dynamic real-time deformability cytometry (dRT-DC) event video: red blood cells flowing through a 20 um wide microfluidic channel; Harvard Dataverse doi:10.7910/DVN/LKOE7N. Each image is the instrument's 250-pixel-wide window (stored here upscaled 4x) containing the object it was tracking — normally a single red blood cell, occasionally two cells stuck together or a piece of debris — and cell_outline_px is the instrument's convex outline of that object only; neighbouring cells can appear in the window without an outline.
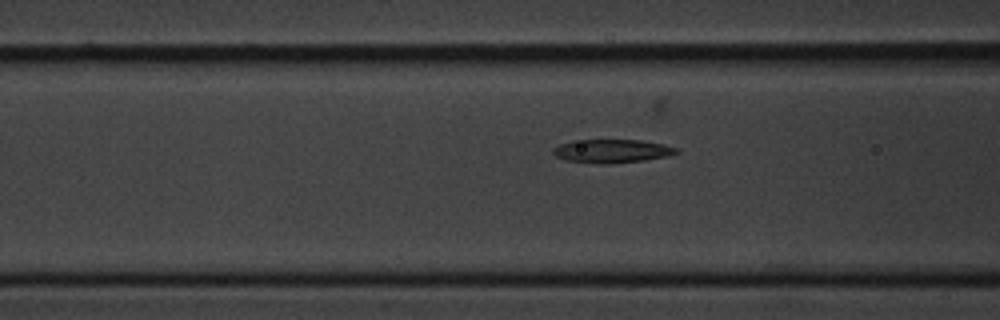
{"species": "common noctule bat (a hibernating species)", "species_latin": "Nyctalus noctula", "temperature_condition": "cold", "stored_images_in_passage": 44, "camera_frame_rate_fps": 3000, "um_per_image_px": 0.085, "animal": {"sex": "male", "body_mass_g": 20.1, "forearm_length_mm": 53.5}, "frame": {"image": 1, "passage_image": 19, "time_ms": 6.0, "image_size_px": [1000, 320], "cell_outline_px": [[680, 152], [668, 156], [644, 160], [612, 164], [600, 164], [564, 160], [556, 156], [552, 152], [552, 148], [560, 144], [572, 140], [640, 140], [664, 144], [676, 148]], "centroid_in_image_um": [51.99, 12.84], "position_along_channel_um": 114.6, "area_um2": 16.99}}
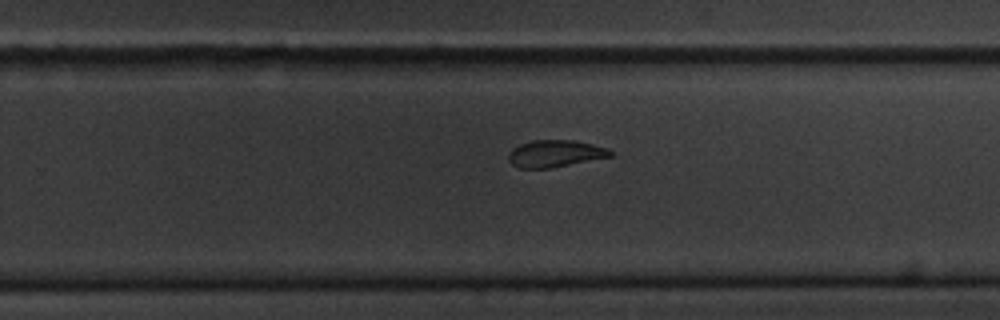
{"frame": {"image": 2, "passage_image": 34, "time_ms": 11.0, "image_size_px": [1000, 320], "cell_outline_px": [[612, 156], [548, 168], [520, 168], [512, 164], [508, 160], [508, 152], [512, 148], [520, 144], [532, 140], [576, 140], [608, 148], [612, 152]], "centroid_in_image_um": [47.15, 13.04], "position_along_channel_um": 282.6, "area_um2": 15.95}}
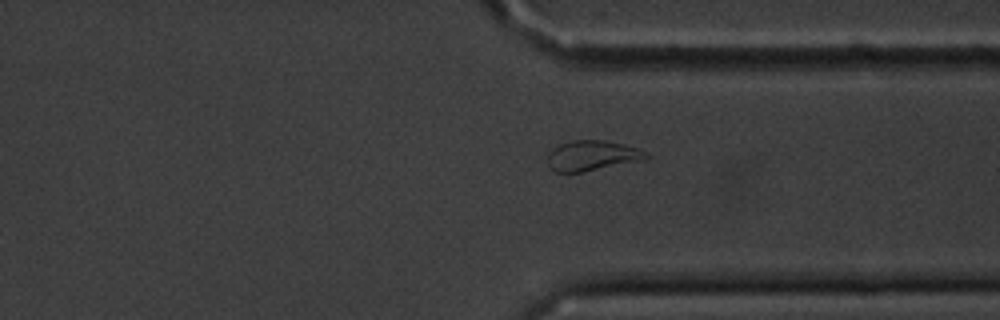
{"frame": {"image": 3, "passage_image": 41, "time_ms": 13.333, "image_size_px": [1000, 320], "cell_outline_px": [[652, 156], [644, 160], [580, 172], [556, 172], [548, 164], [548, 152], [552, 148], [560, 144], [572, 140], [604, 140], [636, 148], [648, 152]], "centroid_in_image_um": [50.33, 13.22], "position_along_channel_um": 361.1, "area_um2": 17.22}}